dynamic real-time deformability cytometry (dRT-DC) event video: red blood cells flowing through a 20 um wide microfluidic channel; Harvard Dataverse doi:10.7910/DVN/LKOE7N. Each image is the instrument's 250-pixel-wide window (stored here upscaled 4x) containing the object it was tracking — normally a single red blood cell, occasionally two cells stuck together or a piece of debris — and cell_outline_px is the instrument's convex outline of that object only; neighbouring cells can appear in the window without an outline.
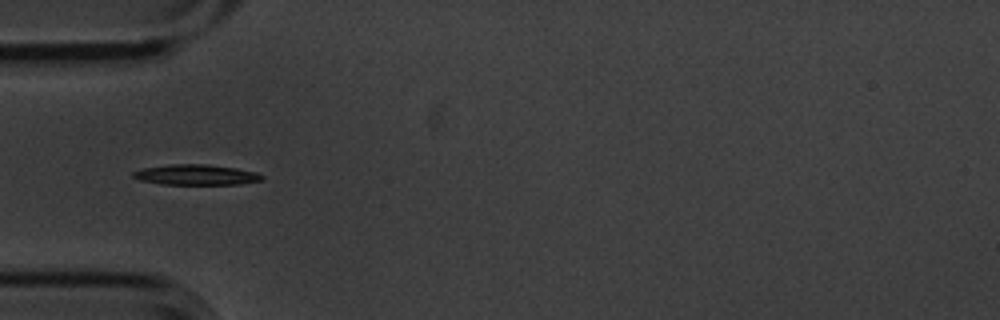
{"species": "common noctule bat (a hibernating species)", "species_latin": "Nyctalus noctula", "temperature_condition": "cold", "stored_images_in_passage": 6, "camera_frame_rate_fps": 3000, "um_per_image_px": 0.085, "animal": {"sex": "male", "body_mass_g": 20.1, "forearm_length_mm": 53.5}, "frame": {"image": 1, "passage_image": 5, "time_ms": 1.333, "image_size_px": [1000, 320], "cell_outline_px": [[264, 180], [240, 184], [164, 184], [140, 180], [132, 176], [132, 172], [144, 168], [172, 164], [204, 164], [236, 168], [256, 172], [264, 176]], "centroid_in_image_um": [16.7, 14.85], "position_along_channel_um": 68.3, "area_um2": 15.2}}
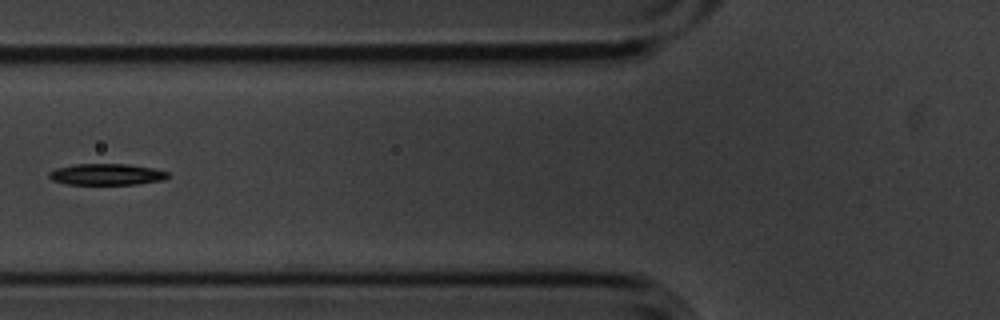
{"frame": {"image": 2, "passage_image": 6, "time_ms": 1.667, "image_size_px": [1000, 320], "cell_outline_px": [[168, 176], [164, 180], [136, 184], [64, 184], [52, 180], [48, 176], [48, 172], [56, 168], [72, 164], [128, 164], [156, 168], [168, 172]], "centroid_in_image_um": [9.05, 14.81], "position_along_channel_um": 116.8, "area_um2": 14.91}}